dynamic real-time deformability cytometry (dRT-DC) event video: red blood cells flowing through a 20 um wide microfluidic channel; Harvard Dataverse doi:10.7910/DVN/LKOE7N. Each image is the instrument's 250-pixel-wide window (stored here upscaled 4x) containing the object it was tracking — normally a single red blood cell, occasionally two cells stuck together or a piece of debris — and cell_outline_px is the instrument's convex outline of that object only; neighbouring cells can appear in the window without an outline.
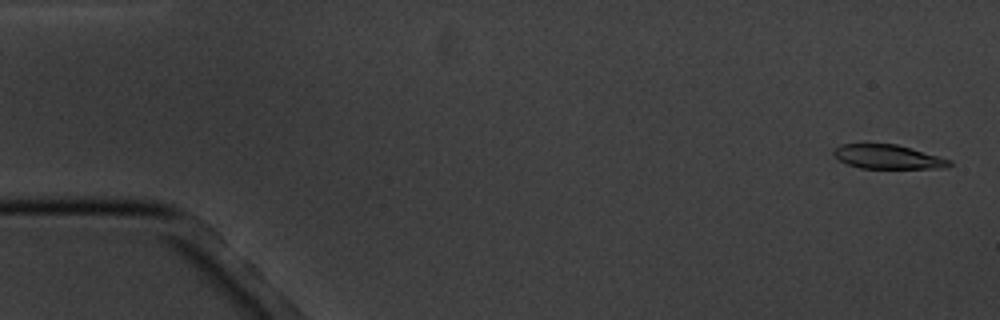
{"species": "common noctule bat (a hibernating species)", "species_latin": "Nyctalus noctula", "temperature_condition": "cold", "stored_images_in_passage": 5, "camera_frame_rate_fps": 3000, "um_per_image_px": 0.085, "animal": {"sex": "male", "body_mass_g": 20.1, "forearm_length_mm": 53.5}, "frame": {"image": 1, "passage_image": 1, "time_ms": 0.0, "image_size_px": [1000, 320], "cell_outline_px": [[952, 164], [948, 168], [860, 168], [848, 164], [840, 160], [832, 152], [840, 144], [864, 140], [896, 144], [940, 156], [952, 160]], "centroid_in_image_um": [75.43, 13.28], "position_along_channel_um": 9.6, "area_um2": 16.99}}
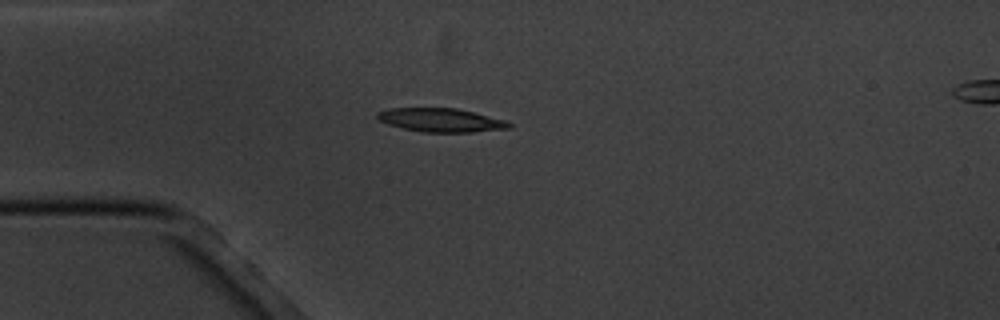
{"frame": {"image": 2, "passage_image": 4, "time_ms": 4.333, "image_size_px": [1000, 320], "cell_outline_px": [[512, 128], [472, 132], [424, 132], [404, 128], [388, 124], [380, 120], [376, 116], [376, 112], [388, 108], [456, 108], [508, 120], [512, 124]], "centroid_in_image_um": [37.52, 10.2], "position_along_channel_um": 47.5, "area_um2": 18.21}}